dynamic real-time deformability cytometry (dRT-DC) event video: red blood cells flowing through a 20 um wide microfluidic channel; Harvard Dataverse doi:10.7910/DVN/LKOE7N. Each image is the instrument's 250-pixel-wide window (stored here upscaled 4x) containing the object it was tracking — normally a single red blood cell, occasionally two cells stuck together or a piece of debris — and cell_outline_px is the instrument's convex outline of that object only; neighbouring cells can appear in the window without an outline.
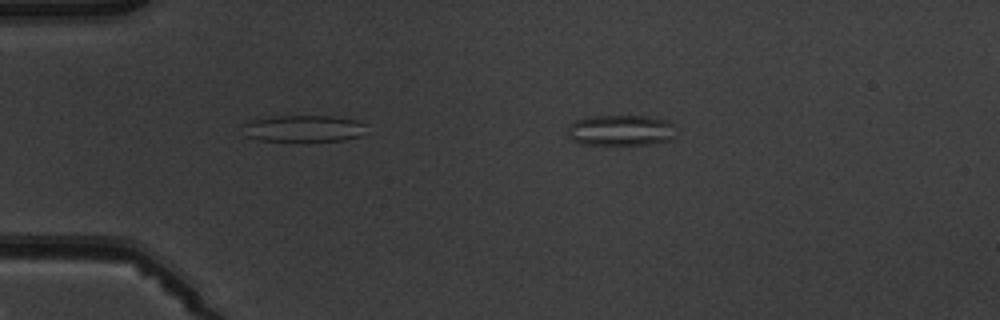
{"species": "common noctule bat (a hibernating species)", "species_latin": "Nyctalus noctula", "temperature_condition": "warm", "stored_images_in_passage": 3, "camera_frame_rate_fps": 3000, "um_per_image_px": 0.085, "animal": {"sex": "male", "body_mass_g": 19.5, "forearm_length_mm": 54.6}, "frame": {"image": 1, "passage_image": 2, "time_ms": 1.0, "image_size_px": [1000, 320], "cell_outline_px": [[680, 128], [668, 140], [652, 144], [580, 144], [572, 140], [568, 136], [568, 128], [576, 120], [592, 116], [648, 116], [668, 120], [676, 124]], "centroid_in_image_um": [52.84, 11.07], "position_along_channel_um": 32.2, "area_um2": 19.65}}